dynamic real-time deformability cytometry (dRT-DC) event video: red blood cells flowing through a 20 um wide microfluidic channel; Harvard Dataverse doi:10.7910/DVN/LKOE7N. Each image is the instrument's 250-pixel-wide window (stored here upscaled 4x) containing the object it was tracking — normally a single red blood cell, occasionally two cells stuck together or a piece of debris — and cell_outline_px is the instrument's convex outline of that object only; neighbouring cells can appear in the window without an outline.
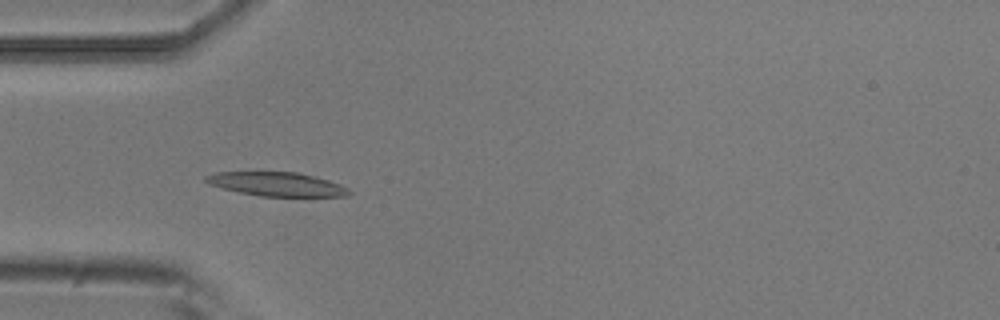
{"species": "common noctule bat (a hibernating species)", "species_latin": "Nyctalus noctula", "temperature_condition": "room temperature", "stored_images_in_passage": 6, "camera_frame_rate_fps": 3000, "um_per_image_px": 0.085, "animal": {"sex": "male", "body_mass_g": 20.5, "forearm_length_mm": 52.5}, "frame": {"image": 1, "passage_image": 5, "time_ms": 1.333, "image_size_px": [1000, 320], "cell_outline_px": [[352, 192], [348, 196], [260, 196], [240, 192], [208, 184], [204, 180], [204, 176], [216, 172], [256, 168], [300, 172], [316, 176], [340, 184], [348, 188]], "centroid_in_image_um": [23.45, 15.58], "position_along_channel_um": 61.6, "area_um2": 21.15}}
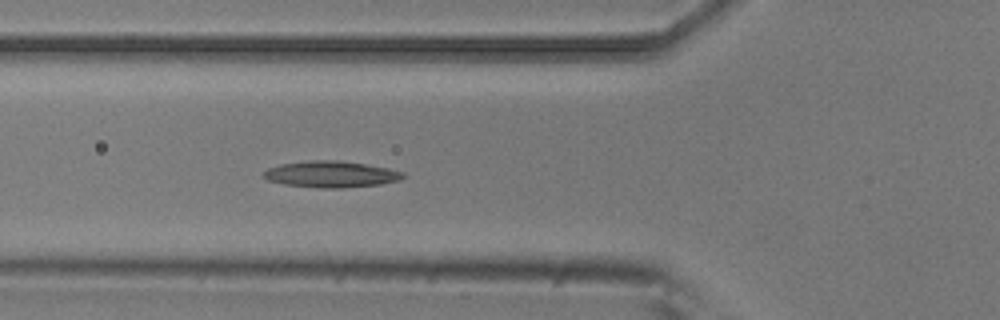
{"frame": {"image": 2, "passage_image": 6, "time_ms": 1.667, "image_size_px": [1000, 320], "cell_outline_px": [[404, 176], [400, 180], [380, 184], [344, 188], [320, 188], [284, 184], [268, 180], [260, 176], [268, 168], [280, 164], [308, 160], [340, 160], [388, 168], [404, 172]], "centroid_in_image_um": [28.11, 14.81], "position_along_channel_um": 97.7, "area_um2": 21.5}}